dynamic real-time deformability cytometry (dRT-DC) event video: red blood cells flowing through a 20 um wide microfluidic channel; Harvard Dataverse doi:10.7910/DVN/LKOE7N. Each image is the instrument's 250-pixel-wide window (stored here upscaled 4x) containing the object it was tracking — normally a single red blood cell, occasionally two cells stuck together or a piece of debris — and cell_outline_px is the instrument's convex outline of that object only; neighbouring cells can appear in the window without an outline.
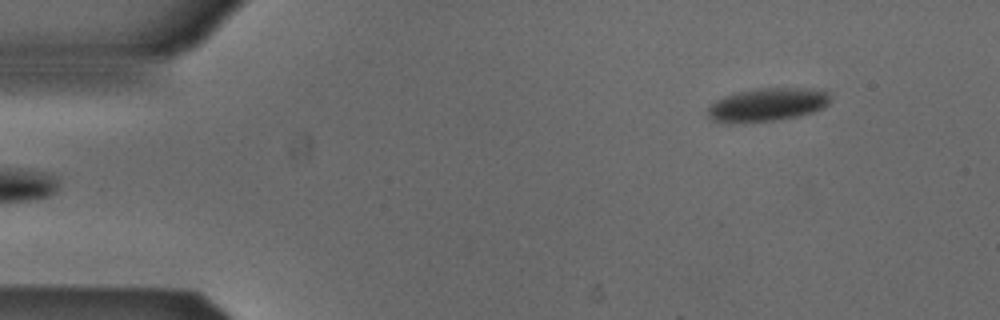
{"species": "Egyptian fruit bat (a non-hibernating species)", "species_latin": "Rousettus aegyptiacus", "temperature_condition": "cold", "stored_images_in_passage": 6, "camera_frame_rate_fps": 3000, "um_per_image_px": 0.085, "animal": {"sex": "male"}, "frame": {"image": 1, "passage_image": 6, "time_ms": 1.667, "image_size_px": [1000, 320], "cell_outline_px": [[828, 104], [812, 112], [796, 116], [772, 120], [708, 120], [708, 108], [716, 100], [724, 96], [736, 92], [768, 88], [808, 88], [828, 92]], "centroid_in_image_um": [65.24, 8.85], "position_along_channel_um": 19.8, "area_um2": 22.54}}